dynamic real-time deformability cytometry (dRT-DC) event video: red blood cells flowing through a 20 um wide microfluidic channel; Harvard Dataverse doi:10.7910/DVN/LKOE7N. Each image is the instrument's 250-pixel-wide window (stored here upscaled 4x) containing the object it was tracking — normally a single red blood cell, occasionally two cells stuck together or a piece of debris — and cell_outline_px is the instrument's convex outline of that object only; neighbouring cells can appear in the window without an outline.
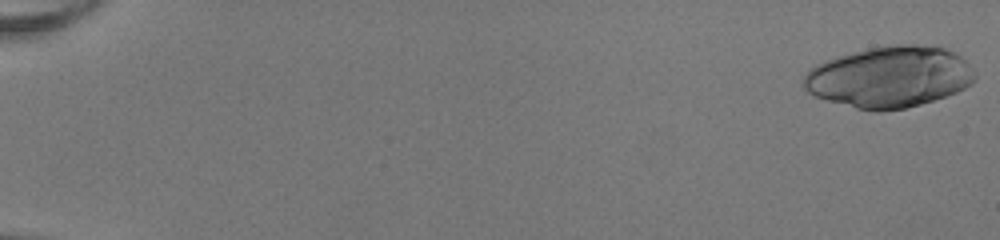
{"species": "human", "species_latin": "Homo sapiens", "temperature_condition": "room temperature", "stored_images_in_passage": 51, "camera_frame_rate_fps": 3000, "um_per_image_px": 0.085, "donor": {"sex": "female"}, "frame": {"image": 1, "passage_image": 1, "time_ms": 0.0, "image_size_px": [1000, 240], "cell_outline_px": [[976, 80], [972, 84], [956, 92], [920, 104], [904, 108], [880, 112], [872, 112], [856, 108], [828, 100], [816, 96], [808, 92], [804, 88], [804, 76], [816, 64], [824, 60], [836, 56], [884, 44], [916, 44], [948, 48], [956, 52], [976, 72]], "centroid_in_image_um": [75.63, 6.52], "position_along_channel_um": 9.4, "area_um2": 61.44}}